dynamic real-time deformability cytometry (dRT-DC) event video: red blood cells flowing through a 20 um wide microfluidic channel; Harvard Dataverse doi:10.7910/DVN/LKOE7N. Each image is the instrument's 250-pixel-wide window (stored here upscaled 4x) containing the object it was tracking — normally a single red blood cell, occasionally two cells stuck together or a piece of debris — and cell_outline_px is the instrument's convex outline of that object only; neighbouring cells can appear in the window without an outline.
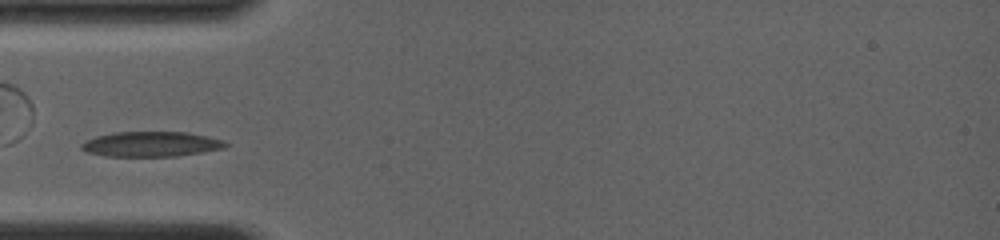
{"species": "common noctule bat (a hibernating species)", "species_latin": "Nyctalus noctula", "temperature_condition": "room temperature", "stored_images_in_passage": 11, "camera_frame_rate_fps": 4000, "um_per_image_px": 0.085, "animal": {"sex": "female", "body_mass_g": 19.0, "forearm_length_mm": 56.7}, "frame": {"image": 1, "passage_image": 8, "time_ms": 5.5, "image_size_px": [1000, 240], "cell_outline_px": [[228, 144], [224, 148], [176, 156], [108, 156], [88, 152], [80, 148], [80, 144], [84, 140], [96, 136], [112, 132], [188, 132], [208, 136], [224, 140]], "centroid_in_image_um": [12.82, 12.24], "position_along_channel_um": 72.2, "area_um2": 21.04}}